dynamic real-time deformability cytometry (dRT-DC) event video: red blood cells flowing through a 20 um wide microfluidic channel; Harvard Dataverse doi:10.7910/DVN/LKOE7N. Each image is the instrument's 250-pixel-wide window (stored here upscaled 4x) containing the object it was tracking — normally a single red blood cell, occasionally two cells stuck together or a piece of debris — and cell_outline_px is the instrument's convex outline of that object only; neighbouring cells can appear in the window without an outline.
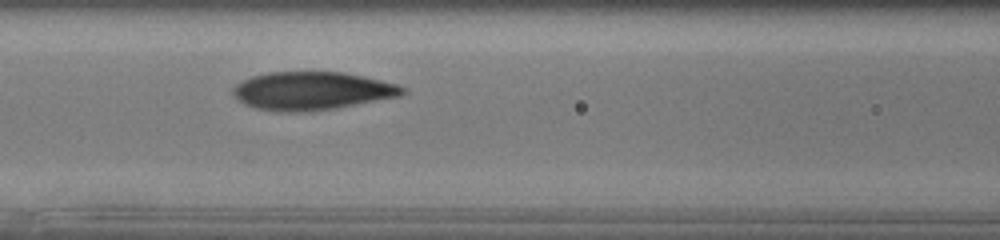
{"species": "human", "species_latin": "Homo sapiens", "temperature_condition": "cold", "stored_images_in_passage": 28, "camera_frame_rate_fps": 3000, "um_per_image_px": 0.085, "donor": {"sex": "male"}, "frame": {"image": 1, "passage_image": 7, "time_ms": 2.0, "image_size_px": [1000, 240], "cell_outline_px": [[408, 92], [400, 96], [336, 108], [296, 112], [276, 112], [256, 108], [244, 104], [236, 100], [232, 92], [232, 88], [236, 84], [252, 76], [268, 72], [344, 72], [380, 80], [396, 84], [408, 88]], "centroid_in_image_um": [26.5, 7.73], "position_along_channel_um": 140.1, "area_um2": 37.8}}
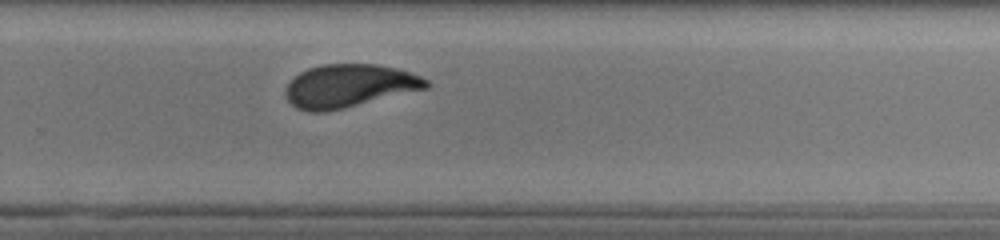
{"frame": {"image": 2, "passage_image": 20, "time_ms": 6.333, "image_size_px": [1000, 240], "cell_outline_px": [[432, 84], [428, 88], [344, 108], [324, 112], [308, 112], [296, 108], [288, 100], [284, 92], [284, 88], [300, 72], [308, 68], [324, 64], [376, 64], [400, 68], [420, 76], [428, 80]], "centroid_in_image_um": [29.69, 7.3], "position_along_channel_um": 300.1, "area_um2": 35.43}}
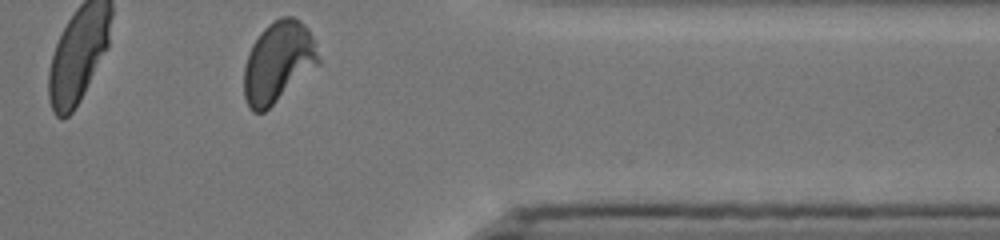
{"frame": {"image": 3, "passage_image": 28, "time_ms": 9.0, "image_size_px": [1000, 240], "cell_outline_px": [[320, 64], [264, 112], [252, 112], [248, 108], [244, 96], [244, 64], [248, 52], [252, 44], [260, 32], [268, 24], [280, 16], [292, 16], [300, 20], [308, 28], [316, 40], [320, 60]], "centroid_in_image_um": [23.66, 5.26], "position_along_channel_um": 387.7, "area_um2": 35.6}, "authors_computed_cell_mechanics": {"area_um2": 37.0209, "velocity_mm_per_s": 3.7098, "shape_relaxation_time_tau1_ms": 4.8234, "shape_relaxation_time_tau2_ms": 1.4002, "deformation_change_tau1": 0.1689, "deformation_change_tau2": 0.0687}}